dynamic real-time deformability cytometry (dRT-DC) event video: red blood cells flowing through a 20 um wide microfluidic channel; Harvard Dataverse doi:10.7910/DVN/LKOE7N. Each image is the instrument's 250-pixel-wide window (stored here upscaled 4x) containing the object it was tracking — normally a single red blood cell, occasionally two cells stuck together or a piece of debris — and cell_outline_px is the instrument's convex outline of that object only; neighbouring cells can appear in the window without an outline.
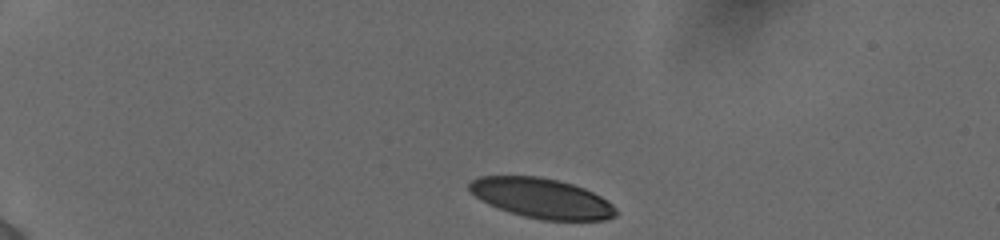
{"species": "human", "species_latin": "Homo sapiens", "temperature_condition": "cold", "stored_images_in_passage": 43, "camera_frame_rate_fps": 3000, "um_per_image_px": 0.085, "donor": {"sex": "female"}, "frame": {"image": 1, "passage_image": 1, "time_ms": 0.0, "image_size_px": [1000, 240], "cell_outline_px": [[616, 216], [608, 220], [540, 220], [508, 212], [488, 204], [480, 200], [468, 188], [468, 184], [472, 180], [480, 176], [540, 176], [572, 184], [584, 188], [600, 196], [612, 204], [616, 208]], "centroid_in_image_um": [46.04, 16.85], "position_along_channel_um": 39.0, "area_um2": 34.1}}
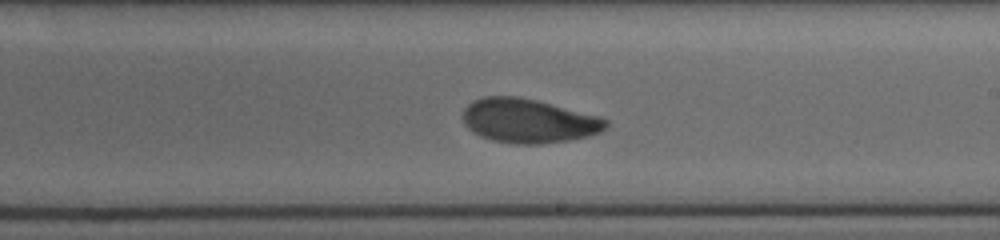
{"frame": {"image": 2, "passage_image": 23, "time_ms": 7.333, "image_size_px": [1000, 240], "cell_outline_px": [[608, 124], [600, 132], [588, 136], [568, 140], [540, 144], [516, 144], [492, 140], [480, 136], [472, 132], [464, 124], [464, 108], [468, 104], [484, 96], [516, 96], [536, 100], [600, 116], [608, 120]], "centroid_in_image_um": [44.92, 10.27], "position_along_channel_um": 244.1, "area_um2": 36.65}}
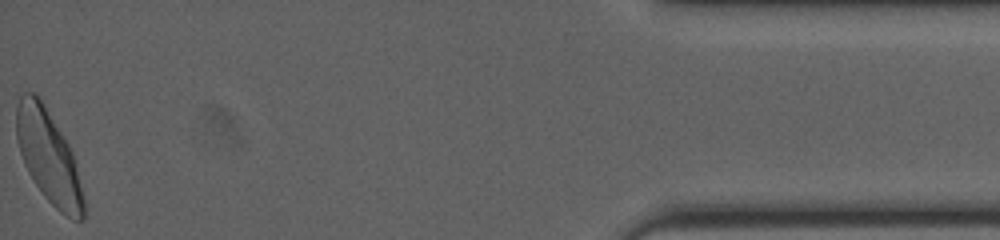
{"frame": {"image": 3, "passage_image": 43, "time_ms": 14.0, "image_size_px": [1000, 240], "cell_outline_px": [[84, 220], [72, 220], [60, 212], [44, 196], [28, 172], [24, 164], [20, 152], [16, 136], [16, 104], [20, 96], [24, 92], [32, 92], [44, 104], [68, 144], [72, 152], [84, 200]], "centroid_in_image_um": [4.11, 13.33], "position_along_channel_um": 431.1, "area_um2": 35.78}, "authors_computed_cell_mechanics": {"area_um2": 35.9516, "velocity_mm_per_s": 3.858, "shape_relaxation_time_tau1_ms": 3.4807, "shape_relaxation_time_tau2_ms": 1.7399, "deformation_change_tau1": 0.1456, "deformation_change_tau2": 0.0711}}